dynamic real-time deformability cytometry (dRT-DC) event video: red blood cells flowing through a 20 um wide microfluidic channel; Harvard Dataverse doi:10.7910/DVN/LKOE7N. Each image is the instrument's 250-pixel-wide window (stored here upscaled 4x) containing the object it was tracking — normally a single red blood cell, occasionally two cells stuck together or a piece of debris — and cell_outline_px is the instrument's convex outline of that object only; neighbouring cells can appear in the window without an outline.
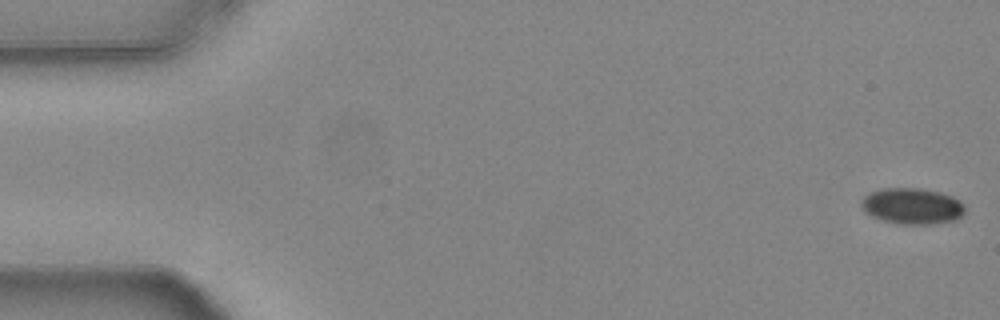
{"species": "common noctule bat (a hibernating species)", "species_latin": "Nyctalus noctula", "temperature_condition": "warm", "stored_images_in_passage": 18, "camera_frame_rate_fps": 3000, "um_per_image_px": 0.085, "animal": {"sex": "female", "body_mass_g": 24.6, "forearm_length_mm": 56.2}, "frame": {"image": 1, "passage_image": 1, "time_ms": 0.0, "image_size_px": [1000, 320], "cell_outline_px": [[964, 212], [956, 220], [932, 224], [900, 224], [880, 220], [864, 212], [860, 204], [860, 200], [868, 192], [880, 188], [920, 188], [940, 192], [952, 196], [960, 200], [964, 204]], "centroid_in_image_um": [77.49, 17.51], "position_along_channel_um": 7.5, "area_um2": 22.14}}
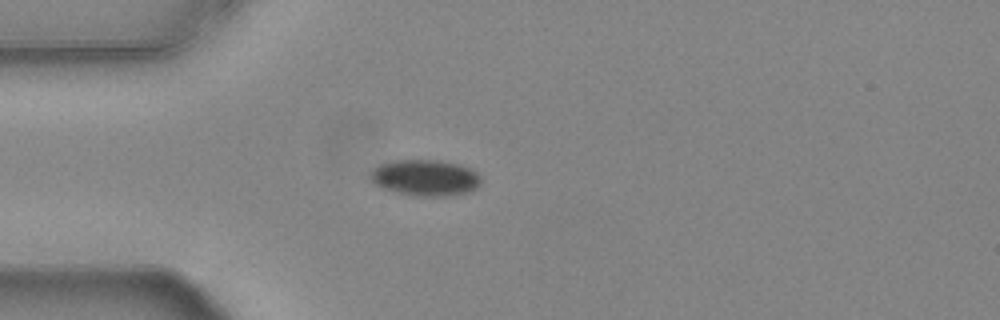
{"frame": {"image": 2, "passage_image": 15, "time_ms": 4.667, "image_size_px": [1000, 320], "cell_outline_px": [[480, 184], [476, 188], [468, 192], [448, 196], [416, 196], [396, 192], [380, 188], [372, 180], [372, 172], [380, 164], [396, 160], [440, 160], [456, 164], [468, 168], [476, 172], [480, 176]], "centroid_in_image_um": [36.16, 15.12], "position_along_channel_um": 48.8, "area_um2": 23.06}}